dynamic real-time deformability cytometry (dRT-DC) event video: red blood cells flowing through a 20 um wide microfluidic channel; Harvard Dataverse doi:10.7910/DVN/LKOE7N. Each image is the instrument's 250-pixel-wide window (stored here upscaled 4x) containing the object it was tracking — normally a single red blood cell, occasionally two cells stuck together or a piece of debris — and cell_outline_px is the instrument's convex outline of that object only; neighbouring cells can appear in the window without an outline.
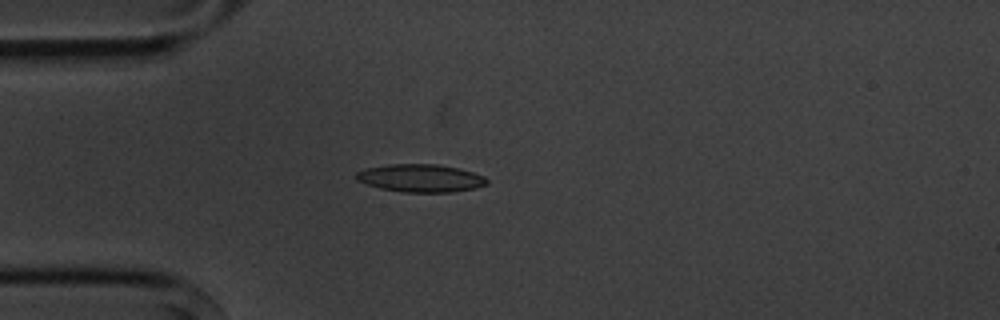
{"species": "common noctule bat (a hibernating species)", "species_latin": "Nyctalus noctula", "temperature_condition": "cold", "stored_images_in_passage": 5, "camera_frame_rate_fps": 3000, "um_per_image_px": 0.085, "animal": {"sex": "male", "body_mass_g": 20.1, "forearm_length_mm": 53.5}, "frame": {"image": 1, "passage_image": 4, "time_ms": 4.333, "image_size_px": [1000, 320], "cell_outline_px": [[488, 184], [476, 188], [452, 192], [404, 192], [380, 188], [356, 180], [356, 172], [364, 168], [388, 164], [436, 164], [456, 168], [472, 172], [484, 176], [488, 180]], "centroid_in_image_um": [35.74, 15.14], "position_along_channel_um": 49.3, "area_um2": 21.15}}